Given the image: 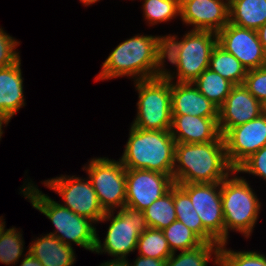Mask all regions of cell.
I'll list each match as a JSON object with an SVG mask.
<instances>
[{"instance_id": "cell-1", "label": "cell", "mask_w": 266, "mask_h": 266, "mask_svg": "<svg viewBox=\"0 0 266 266\" xmlns=\"http://www.w3.org/2000/svg\"><path fill=\"white\" fill-rule=\"evenodd\" d=\"M164 36L136 35L114 48L95 80L134 77V81L163 75Z\"/></svg>"}, {"instance_id": "cell-2", "label": "cell", "mask_w": 266, "mask_h": 266, "mask_svg": "<svg viewBox=\"0 0 266 266\" xmlns=\"http://www.w3.org/2000/svg\"><path fill=\"white\" fill-rule=\"evenodd\" d=\"M233 170L222 135L212 142L175 145L174 183L222 182Z\"/></svg>"}, {"instance_id": "cell-3", "label": "cell", "mask_w": 266, "mask_h": 266, "mask_svg": "<svg viewBox=\"0 0 266 266\" xmlns=\"http://www.w3.org/2000/svg\"><path fill=\"white\" fill-rule=\"evenodd\" d=\"M217 43V33L212 31L190 30L181 40L176 35H165L164 60L175 65L177 72L164 69L163 75L170 81L177 78L178 83H193L209 68L211 53Z\"/></svg>"}, {"instance_id": "cell-4", "label": "cell", "mask_w": 266, "mask_h": 266, "mask_svg": "<svg viewBox=\"0 0 266 266\" xmlns=\"http://www.w3.org/2000/svg\"><path fill=\"white\" fill-rule=\"evenodd\" d=\"M23 185L24 188L21 192L24 198L29 199L32 206L51 220L55 226L56 230L49 234L67 246L72 247V243H74L94 252L97 230L92 220L72 212L48 195L43 194L32 181Z\"/></svg>"}, {"instance_id": "cell-5", "label": "cell", "mask_w": 266, "mask_h": 266, "mask_svg": "<svg viewBox=\"0 0 266 266\" xmlns=\"http://www.w3.org/2000/svg\"><path fill=\"white\" fill-rule=\"evenodd\" d=\"M175 145L170 130H143L131 126L119 160L126 169L157 171L172 177Z\"/></svg>"}, {"instance_id": "cell-6", "label": "cell", "mask_w": 266, "mask_h": 266, "mask_svg": "<svg viewBox=\"0 0 266 266\" xmlns=\"http://www.w3.org/2000/svg\"><path fill=\"white\" fill-rule=\"evenodd\" d=\"M234 174H237L236 170H233L221 182L224 243H228L230 230L240 232L248 239L253 232L261 209V202L248 181L238 175L234 176Z\"/></svg>"}, {"instance_id": "cell-7", "label": "cell", "mask_w": 266, "mask_h": 266, "mask_svg": "<svg viewBox=\"0 0 266 266\" xmlns=\"http://www.w3.org/2000/svg\"><path fill=\"white\" fill-rule=\"evenodd\" d=\"M134 82L139 100L137 115L131 126L143 130H170L171 81L161 75Z\"/></svg>"}, {"instance_id": "cell-8", "label": "cell", "mask_w": 266, "mask_h": 266, "mask_svg": "<svg viewBox=\"0 0 266 266\" xmlns=\"http://www.w3.org/2000/svg\"><path fill=\"white\" fill-rule=\"evenodd\" d=\"M114 211H107L100 222L110 221L108 231L103 243L96 233V246L94 253L104 252L115 258H126L127 255L136 250L139 236L148 228L144 212L124 206Z\"/></svg>"}, {"instance_id": "cell-9", "label": "cell", "mask_w": 266, "mask_h": 266, "mask_svg": "<svg viewBox=\"0 0 266 266\" xmlns=\"http://www.w3.org/2000/svg\"><path fill=\"white\" fill-rule=\"evenodd\" d=\"M82 167L87 172L101 207L107 211L126 205V168L121 161L106 157L92 158Z\"/></svg>"}, {"instance_id": "cell-10", "label": "cell", "mask_w": 266, "mask_h": 266, "mask_svg": "<svg viewBox=\"0 0 266 266\" xmlns=\"http://www.w3.org/2000/svg\"><path fill=\"white\" fill-rule=\"evenodd\" d=\"M44 185L59 194L72 212L87 217L95 224L105 215L91 181L86 178L61 175L45 180Z\"/></svg>"}, {"instance_id": "cell-11", "label": "cell", "mask_w": 266, "mask_h": 266, "mask_svg": "<svg viewBox=\"0 0 266 266\" xmlns=\"http://www.w3.org/2000/svg\"><path fill=\"white\" fill-rule=\"evenodd\" d=\"M189 197L203 227L220 243H224V214L221 200V182L174 183Z\"/></svg>"}, {"instance_id": "cell-12", "label": "cell", "mask_w": 266, "mask_h": 266, "mask_svg": "<svg viewBox=\"0 0 266 266\" xmlns=\"http://www.w3.org/2000/svg\"><path fill=\"white\" fill-rule=\"evenodd\" d=\"M226 157L236 170L246 159L266 146V115L230 128L224 135Z\"/></svg>"}, {"instance_id": "cell-13", "label": "cell", "mask_w": 266, "mask_h": 266, "mask_svg": "<svg viewBox=\"0 0 266 266\" xmlns=\"http://www.w3.org/2000/svg\"><path fill=\"white\" fill-rule=\"evenodd\" d=\"M174 185L168 174L144 169H126V206L144 211Z\"/></svg>"}, {"instance_id": "cell-14", "label": "cell", "mask_w": 266, "mask_h": 266, "mask_svg": "<svg viewBox=\"0 0 266 266\" xmlns=\"http://www.w3.org/2000/svg\"><path fill=\"white\" fill-rule=\"evenodd\" d=\"M218 44L248 70L266 66V52L256 30L228 23L217 33Z\"/></svg>"}, {"instance_id": "cell-15", "label": "cell", "mask_w": 266, "mask_h": 266, "mask_svg": "<svg viewBox=\"0 0 266 266\" xmlns=\"http://www.w3.org/2000/svg\"><path fill=\"white\" fill-rule=\"evenodd\" d=\"M180 17L191 30L218 33L229 23V0H180Z\"/></svg>"}, {"instance_id": "cell-16", "label": "cell", "mask_w": 266, "mask_h": 266, "mask_svg": "<svg viewBox=\"0 0 266 266\" xmlns=\"http://www.w3.org/2000/svg\"><path fill=\"white\" fill-rule=\"evenodd\" d=\"M263 113V104L244 85H235L218 108V126L223 136L230 128L245 124Z\"/></svg>"}, {"instance_id": "cell-17", "label": "cell", "mask_w": 266, "mask_h": 266, "mask_svg": "<svg viewBox=\"0 0 266 266\" xmlns=\"http://www.w3.org/2000/svg\"><path fill=\"white\" fill-rule=\"evenodd\" d=\"M170 131L176 143L212 142L221 135L218 117L193 115H172Z\"/></svg>"}, {"instance_id": "cell-18", "label": "cell", "mask_w": 266, "mask_h": 266, "mask_svg": "<svg viewBox=\"0 0 266 266\" xmlns=\"http://www.w3.org/2000/svg\"><path fill=\"white\" fill-rule=\"evenodd\" d=\"M171 113L218 117V107L200 93L193 83L171 81Z\"/></svg>"}, {"instance_id": "cell-19", "label": "cell", "mask_w": 266, "mask_h": 266, "mask_svg": "<svg viewBox=\"0 0 266 266\" xmlns=\"http://www.w3.org/2000/svg\"><path fill=\"white\" fill-rule=\"evenodd\" d=\"M21 60L0 68V115L9 120L25 106Z\"/></svg>"}, {"instance_id": "cell-20", "label": "cell", "mask_w": 266, "mask_h": 266, "mask_svg": "<svg viewBox=\"0 0 266 266\" xmlns=\"http://www.w3.org/2000/svg\"><path fill=\"white\" fill-rule=\"evenodd\" d=\"M29 246L28 252L43 266H73L76 263L73 247L65 245L51 234L37 237Z\"/></svg>"}, {"instance_id": "cell-21", "label": "cell", "mask_w": 266, "mask_h": 266, "mask_svg": "<svg viewBox=\"0 0 266 266\" xmlns=\"http://www.w3.org/2000/svg\"><path fill=\"white\" fill-rule=\"evenodd\" d=\"M229 22L259 29L266 22V0H229Z\"/></svg>"}, {"instance_id": "cell-22", "label": "cell", "mask_w": 266, "mask_h": 266, "mask_svg": "<svg viewBox=\"0 0 266 266\" xmlns=\"http://www.w3.org/2000/svg\"><path fill=\"white\" fill-rule=\"evenodd\" d=\"M173 201L176 218L195 232L204 242L219 243L204 227L190 197L177 185H173Z\"/></svg>"}, {"instance_id": "cell-23", "label": "cell", "mask_w": 266, "mask_h": 266, "mask_svg": "<svg viewBox=\"0 0 266 266\" xmlns=\"http://www.w3.org/2000/svg\"><path fill=\"white\" fill-rule=\"evenodd\" d=\"M209 69L218 73L234 85H242L247 74V69L242 63L218 43L211 53Z\"/></svg>"}, {"instance_id": "cell-24", "label": "cell", "mask_w": 266, "mask_h": 266, "mask_svg": "<svg viewBox=\"0 0 266 266\" xmlns=\"http://www.w3.org/2000/svg\"><path fill=\"white\" fill-rule=\"evenodd\" d=\"M193 84L200 93L218 108L225 102L226 97L235 86L232 82L209 68L204 70Z\"/></svg>"}, {"instance_id": "cell-25", "label": "cell", "mask_w": 266, "mask_h": 266, "mask_svg": "<svg viewBox=\"0 0 266 266\" xmlns=\"http://www.w3.org/2000/svg\"><path fill=\"white\" fill-rule=\"evenodd\" d=\"M220 243L204 242L200 246L181 251L178 255L173 252L172 255L166 260V266H207L213 254L214 263L219 266V249Z\"/></svg>"}, {"instance_id": "cell-26", "label": "cell", "mask_w": 266, "mask_h": 266, "mask_svg": "<svg viewBox=\"0 0 266 266\" xmlns=\"http://www.w3.org/2000/svg\"><path fill=\"white\" fill-rule=\"evenodd\" d=\"M143 212L149 228L163 230L176 221L173 186L161 198L155 200L149 207L144 209Z\"/></svg>"}, {"instance_id": "cell-27", "label": "cell", "mask_w": 266, "mask_h": 266, "mask_svg": "<svg viewBox=\"0 0 266 266\" xmlns=\"http://www.w3.org/2000/svg\"><path fill=\"white\" fill-rule=\"evenodd\" d=\"M136 250L143 257L167 260L172 251L165 238L163 230L147 228L138 238Z\"/></svg>"}, {"instance_id": "cell-28", "label": "cell", "mask_w": 266, "mask_h": 266, "mask_svg": "<svg viewBox=\"0 0 266 266\" xmlns=\"http://www.w3.org/2000/svg\"><path fill=\"white\" fill-rule=\"evenodd\" d=\"M163 233L172 252L191 250L204 243L195 232L178 220L164 228Z\"/></svg>"}, {"instance_id": "cell-29", "label": "cell", "mask_w": 266, "mask_h": 266, "mask_svg": "<svg viewBox=\"0 0 266 266\" xmlns=\"http://www.w3.org/2000/svg\"><path fill=\"white\" fill-rule=\"evenodd\" d=\"M144 19L149 25L167 22L180 16V0H144Z\"/></svg>"}, {"instance_id": "cell-30", "label": "cell", "mask_w": 266, "mask_h": 266, "mask_svg": "<svg viewBox=\"0 0 266 266\" xmlns=\"http://www.w3.org/2000/svg\"><path fill=\"white\" fill-rule=\"evenodd\" d=\"M22 232L15 227L5 229L0 232V262L6 265L15 264L20 261L24 251V241Z\"/></svg>"}, {"instance_id": "cell-31", "label": "cell", "mask_w": 266, "mask_h": 266, "mask_svg": "<svg viewBox=\"0 0 266 266\" xmlns=\"http://www.w3.org/2000/svg\"><path fill=\"white\" fill-rule=\"evenodd\" d=\"M226 245H220L219 266H266V255L257 251H233Z\"/></svg>"}, {"instance_id": "cell-32", "label": "cell", "mask_w": 266, "mask_h": 266, "mask_svg": "<svg viewBox=\"0 0 266 266\" xmlns=\"http://www.w3.org/2000/svg\"><path fill=\"white\" fill-rule=\"evenodd\" d=\"M244 87L262 104L266 102V66L248 70Z\"/></svg>"}, {"instance_id": "cell-33", "label": "cell", "mask_w": 266, "mask_h": 266, "mask_svg": "<svg viewBox=\"0 0 266 266\" xmlns=\"http://www.w3.org/2000/svg\"><path fill=\"white\" fill-rule=\"evenodd\" d=\"M238 173H249L266 181V146L246 159L237 169Z\"/></svg>"}, {"instance_id": "cell-34", "label": "cell", "mask_w": 266, "mask_h": 266, "mask_svg": "<svg viewBox=\"0 0 266 266\" xmlns=\"http://www.w3.org/2000/svg\"><path fill=\"white\" fill-rule=\"evenodd\" d=\"M18 44L16 39L0 28V68L10 66L20 59L19 52L16 51Z\"/></svg>"}, {"instance_id": "cell-35", "label": "cell", "mask_w": 266, "mask_h": 266, "mask_svg": "<svg viewBox=\"0 0 266 266\" xmlns=\"http://www.w3.org/2000/svg\"><path fill=\"white\" fill-rule=\"evenodd\" d=\"M133 262V265L130 263V266H166L165 260L143 257L140 255Z\"/></svg>"}, {"instance_id": "cell-36", "label": "cell", "mask_w": 266, "mask_h": 266, "mask_svg": "<svg viewBox=\"0 0 266 266\" xmlns=\"http://www.w3.org/2000/svg\"><path fill=\"white\" fill-rule=\"evenodd\" d=\"M27 254L24 255V259L21 261V264L19 266H43L41 262L33 257L28 251Z\"/></svg>"}, {"instance_id": "cell-37", "label": "cell", "mask_w": 266, "mask_h": 266, "mask_svg": "<svg viewBox=\"0 0 266 266\" xmlns=\"http://www.w3.org/2000/svg\"><path fill=\"white\" fill-rule=\"evenodd\" d=\"M99 266H130V262L128 263V260L126 258H114L111 260H107L106 262H103Z\"/></svg>"}, {"instance_id": "cell-38", "label": "cell", "mask_w": 266, "mask_h": 266, "mask_svg": "<svg viewBox=\"0 0 266 266\" xmlns=\"http://www.w3.org/2000/svg\"><path fill=\"white\" fill-rule=\"evenodd\" d=\"M256 32L258 39L266 52V22L259 29H257Z\"/></svg>"}, {"instance_id": "cell-39", "label": "cell", "mask_w": 266, "mask_h": 266, "mask_svg": "<svg viewBox=\"0 0 266 266\" xmlns=\"http://www.w3.org/2000/svg\"><path fill=\"white\" fill-rule=\"evenodd\" d=\"M9 122H10V120L7 117L0 116V140H1V137L3 135V129H2L3 124L8 125Z\"/></svg>"}, {"instance_id": "cell-40", "label": "cell", "mask_w": 266, "mask_h": 266, "mask_svg": "<svg viewBox=\"0 0 266 266\" xmlns=\"http://www.w3.org/2000/svg\"><path fill=\"white\" fill-rule=\"evenodd\" d=\"M97 1L99 0H80V2L85 5V6H89V5H92L94 3H96Z\"/></svg>"}, {"instance_id": "cell-41", "label": "cell", "mask_w": 266, "mask_h": 266, "mask_svg": "<svg viewBox=\"0 0 266 266\" xmlns=\"http://www.w3.org/2000/svg\"><path fill=\"white\" fill-rule=\"evenodd\" d=\"M2 220H5V219H2V216H1L0 217V232L5 227V221H2Z\"/></svg>"}, {"instance_id": "cell-42", "label": "cell", "mask_w": 266, "mask_h": 266, "mask_svg": "<svg viewBox=\"0 0 266 266\" xmlns=\"http://www.w3.org/2000/svg\"><path fill=\"white\" fill-rule=\"evenodd\" d=\"M263 113L266 115V102L263 104Z\"/></svg>"}]
</instances>
